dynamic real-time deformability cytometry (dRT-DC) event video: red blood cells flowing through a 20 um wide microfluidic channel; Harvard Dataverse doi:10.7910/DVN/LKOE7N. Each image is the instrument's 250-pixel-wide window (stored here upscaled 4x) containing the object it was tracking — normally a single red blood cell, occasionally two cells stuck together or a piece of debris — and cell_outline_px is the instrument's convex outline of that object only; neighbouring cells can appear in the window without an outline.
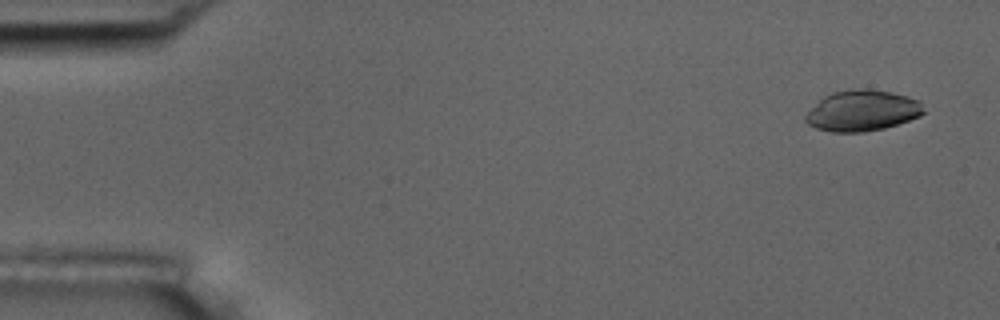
{"species": "common noctule bat (a hibernating species)", "species_latin": "Nyctalus noctula", "temperature_condition": "room temperature", "stored_images_in_passage": 4, "camera_frame_rate_fps": 3000, "um_per_image_px": 0.085, "animal": {"sex": "male", "body_mass_g": 17.5, "forearm_length_mm": 52.3}, "frame": {"image": 1, "passage_image": 1, "time_ms": 0.0, "image_size_px": [1000, 320], "cell_outline_px": [[924, 112], [920, 116], [884, 128], [864, 132], [832, 132], [816, 128], [808, 124], [804, 120], [804, 116], [824, 96], [832, 92], [860, 88], [868, 88], [892, 92], [908, 96], [920, 100]], "centroid_in_image_um": [73.3, 9.4], "position_along_channel_um": 11.7, "area_um2": 28.09}}